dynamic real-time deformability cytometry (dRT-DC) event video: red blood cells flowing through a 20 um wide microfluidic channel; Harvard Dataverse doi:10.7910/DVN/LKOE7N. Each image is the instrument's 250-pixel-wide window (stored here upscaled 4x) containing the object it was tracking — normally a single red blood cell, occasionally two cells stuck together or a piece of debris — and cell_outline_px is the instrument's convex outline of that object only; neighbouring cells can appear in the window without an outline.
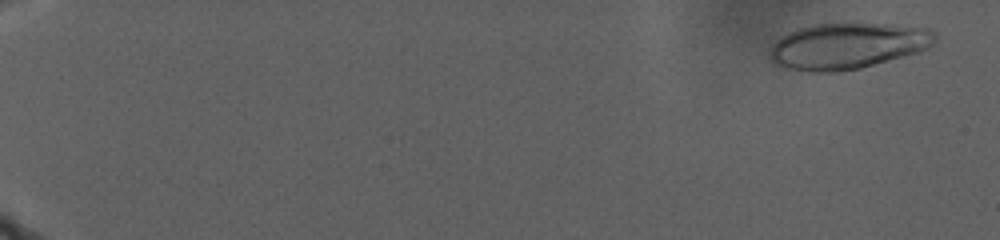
{"species": "human", "species_latin": "Homo sapiens", "temperature_condition": "warm", "stored_images_in_passage": 56, "camera_frame_rate_fps": 3000, "um_per_image_px": 0.085, "donor": {"sex": "male"}, "frame": {"image": 1, "passage_image": 3, "time_ms": 1.0, "image_size_px": [1000, 240], "cell_outline_px": [[936, 36], [932, 44], [928, 48], [916, 52], [860, 68], [836, 72], [812, 72], [784, 68], [776, 64], [772, 60], [772, 44], [776, 40], [800, 28], [816, 24], [892, 24], [928, 28], [936, 32]], "centroid_in_image_um": [72.06, 3.91], "position_along_channel_um": 12.9, "area_um2": 43.7}}
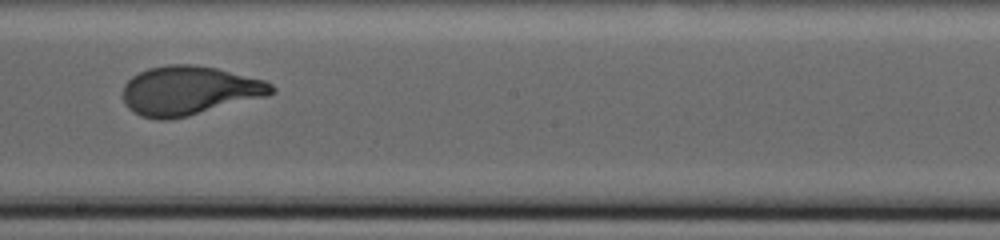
{"frame": {"image": 2, "passage_image": 40, "time_ms": 21.333, "image_size_px": [1000, 240], "cell_outline_px": [[276, 92], [268, 96], [188, 116], [168, 120], [156, 120], [140, 116], [132, 112], [124, 104], [124, 84], [132, 76], [148, 68], [168, 64], [196, 64], [216, 68], [264, 80], [272, 84], [276, 88]], "centroid_in_image_um": [16.08, 7.71], "position_along_channel_um": 232.1, "area_um2": 42.77}}
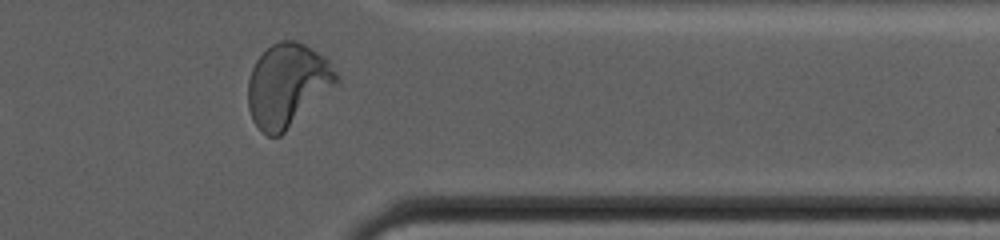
{"frame": {"image": 3, "passage_image": 54, "time_ms": 28.667, "image_size_px": [1000, 240], "cell_outline_px": [[340, 80], [280, 136], [268, 136], [260, 132], [252, 120], [248, 108], [248, 80], [252, 68], [256, 60], [272, 44], [280, 40], [296, 40], [304, 44], [328, 60], [340, 76]], "centroid_in_image_um": [24.4, 7.24], "position_along_channel_um": 387.0, "area_um2": 42.54}, "authors_computed_cell_mechanics": {"area_um2": 42.0495, "velocity_mm_per_s": 2.152, "shape_relaxation_time_tau1_ms": 6.9995, "shape_relaxation_time_tau2_ms": null, "deformation_change_tau1": 0.2408, "deformation_change_tau2": null}}